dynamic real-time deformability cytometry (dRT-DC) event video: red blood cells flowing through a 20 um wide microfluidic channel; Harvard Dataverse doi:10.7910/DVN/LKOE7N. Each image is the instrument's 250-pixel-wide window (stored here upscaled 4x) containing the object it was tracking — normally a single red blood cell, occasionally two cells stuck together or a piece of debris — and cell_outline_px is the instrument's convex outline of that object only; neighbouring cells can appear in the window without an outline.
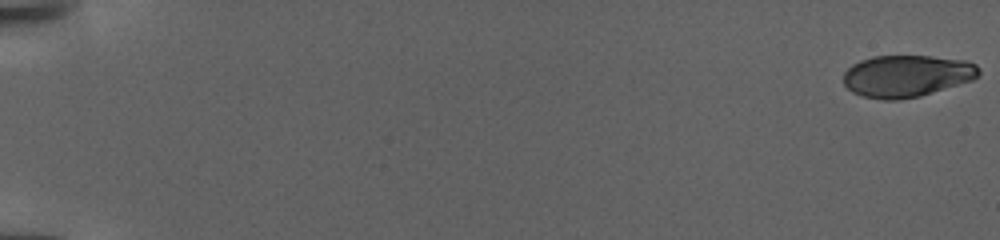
{"species": "human", "species_latin": "Homo sapiens", "temperature_condition": "warm", "stored_images_in_passage": 138, "camera_frame_rate_fps": 3000, "um_per_image_px": 0.085, "donor": {"sex": "female"}, "frame": {"image": 1, "passage_image": 1, "time_ms": 0.0, "image_size_px": [1000, 240], "cell_outline_px": [[980, 72], [972, 80], [920, 96], [900, 100], [884, 100], [864, 96], [852, 92], [844, 84], [844, 72], [852, 64], [860, 60], [872, 56], [928, 56], [960, 60], [976, 64]], "centroid_in_image_um": [77.03, 6.46], "position_along_channel_um": 8.0, "area_um2": 32.83}}
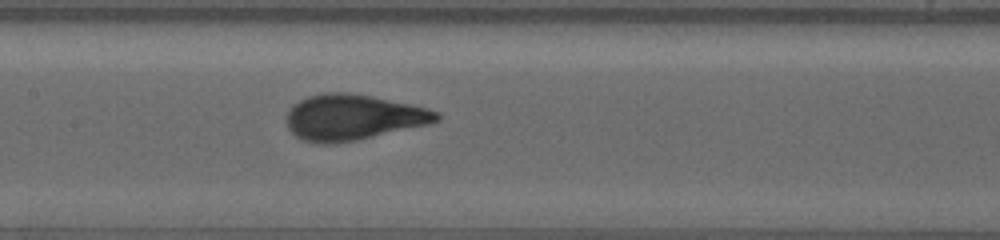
{"frame": {"image": 2, "passage_image": 73, "time_ms": 24.0, "image_size_px": [1000, 240], "cell_outline_px": [[440, 120], [428, 124], [356, 140], [336, 144], [316, 144], [300, 140], [288, 128], [288, 112], [292, 104], [308, 96], [324, 92], [352, 92], [412, 104], [428, 108], [440, 112]], "centroid_in_image_um": [30.0, 9.97], "position_along_channel_um": 177.4, "area_um2": 40.17}}
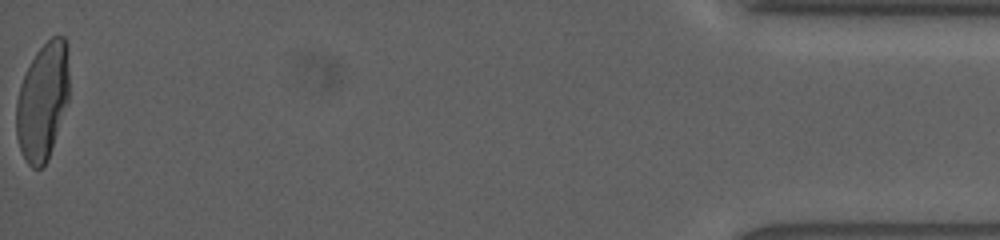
{"frame": {"image": 3, "passage_image": 138, "time_ms": 45.667, "image_size_px": [1000, 240], "cell_outline_px": [[68, 100], [48, 160], [40, 168], [32, 168], [28, 164], [20, 148], [16, 136], [16, 100], [20, 84], [36, 52], [52, 36], [64, 36], [68, 44]], "centroid_in_image_um": [3.62, 8.6], "position_along_channel_um": 431.6, "area_um2": 36.01}}